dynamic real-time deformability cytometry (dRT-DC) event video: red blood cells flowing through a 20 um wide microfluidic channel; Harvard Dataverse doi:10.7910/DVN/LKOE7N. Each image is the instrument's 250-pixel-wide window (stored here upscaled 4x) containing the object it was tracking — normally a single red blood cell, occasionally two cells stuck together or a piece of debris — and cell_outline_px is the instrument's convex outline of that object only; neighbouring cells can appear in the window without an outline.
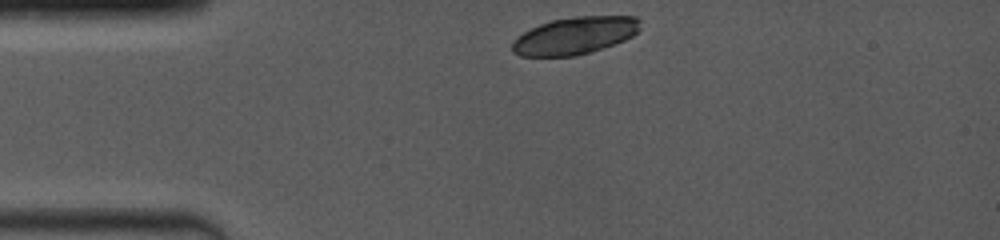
{"species": "common noctule bat (a hibernating species)", "species_latin": "Nyctalus noctula", "temperature_condition": "room temperature", "stored_images_in_passage": 2, "camera_frame_rate_fps": 4000, "um_per_image_px": 0.085, "animal": {"sex": "female", "body_mass_g": 19.0, "forearm_length_mm": 53.3}, "frame": {"image": 1, "passage_image": 1, "time_ms": 0.0, "image_size_px": [1000, 240], "cell_outline_px": [[640, 28], [632, 36], [624, 40], [576, 56], [520, 56], [512, 52], [512, 44], [516, 36], [540, 24], [552, 20], [576, 16], [636, 16], [640, 20]], "centroid_in_image_um": [48.84, 3.02], "position_along_channel_um": 36.2, "area_um2": 27.63}}